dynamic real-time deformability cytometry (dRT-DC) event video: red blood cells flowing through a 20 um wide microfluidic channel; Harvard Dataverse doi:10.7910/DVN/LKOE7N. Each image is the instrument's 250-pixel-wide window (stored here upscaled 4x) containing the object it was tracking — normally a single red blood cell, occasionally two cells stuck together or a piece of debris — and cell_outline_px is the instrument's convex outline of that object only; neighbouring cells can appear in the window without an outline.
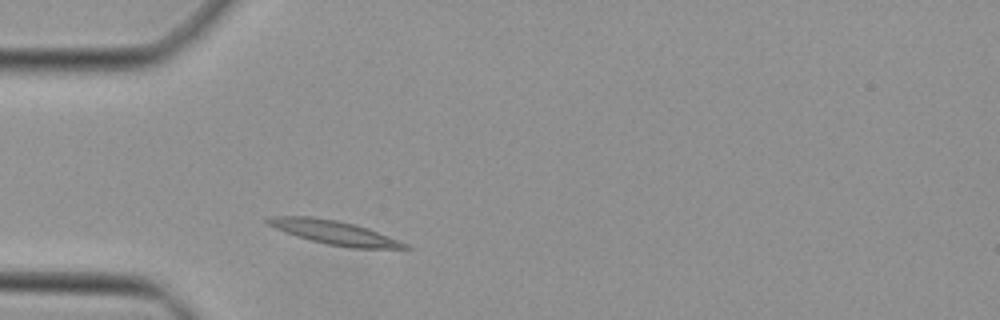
{"species": "Egyptian fruit bat (a non-hibernating species)", "species_latin": "Rousettus aegyptiacus", "temperature_condition": "cold", "stored_images_in_passage": 37, "camera_frame_rate_fps": 3000, "um_per_image_px": 0.085, "animal": {"sex": "female"}, "frame": {"image": 1, "passage_image": 3, "time_ms": 0.667, "image_size_px": [1000, 320], "cell_outline_px": [[412, 248], [352, 248], [328, 244], [296, 236], [284, 232], [268, 224], [264, 220], [276, 216], [312, 216], [336, 220], [368, 228], [408, 244]], "centroid_in_image_um": [28.41, 19.76], "position_along_channel_um": 56.6, "area_um2": 18.73}}
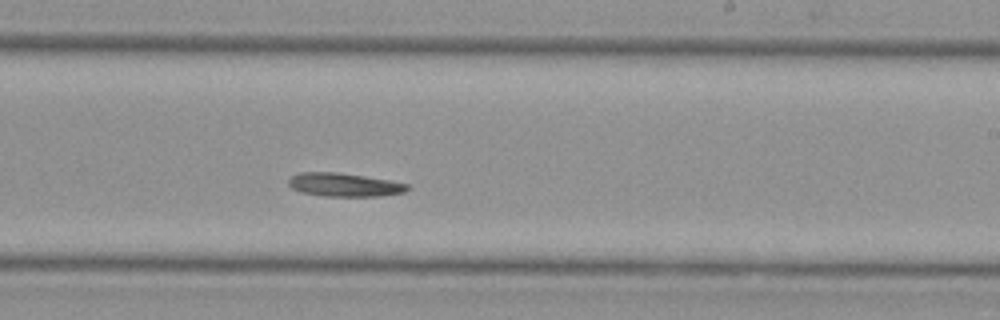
{"frame": {"image": 2, "passage_image": 18, "time_ms": 5.667, "image_size_px": [1000, 320], "cell_outline_px": [[412, 188], [404, 192], [380, 196], [324, 196], [300, 192], [292, 188], [288, 184], [288, 180], [292, 176], [300, 172], [336, 172], [364, 176], [388, 180], [408, 184]], "centroid_in_image_um": [29.26, 15.71], "position_along_channel_um": 259.7, "area_um2": 16.24}}
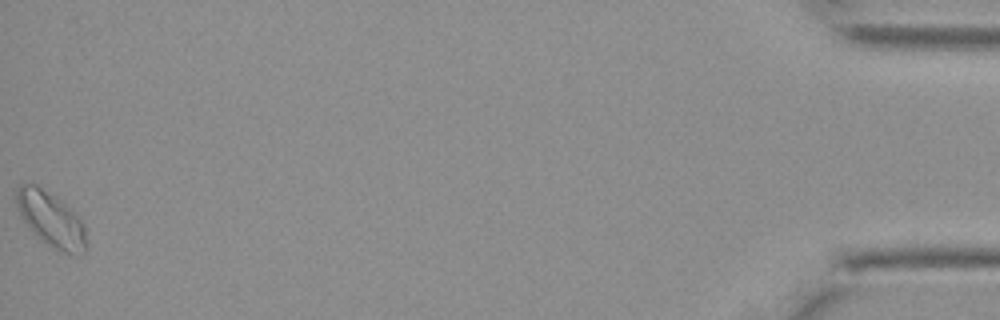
{"frame": {"image": 3, "passage_image": 37, "time_ms": 12.0, "image_size_px": [1000, 320], "cell_outline_px": [[88, 248], [84, 252], [64, 252], [52, 248], [28, 228], [20, 216], [16, 200], [16, 188], [20, 184], [36, 184], [56, 196], [84, 224]], "centroid_in_image_um": [4.31, 18.63], "position_along_channel_um": 430.9, "area_um2": 22.02}}